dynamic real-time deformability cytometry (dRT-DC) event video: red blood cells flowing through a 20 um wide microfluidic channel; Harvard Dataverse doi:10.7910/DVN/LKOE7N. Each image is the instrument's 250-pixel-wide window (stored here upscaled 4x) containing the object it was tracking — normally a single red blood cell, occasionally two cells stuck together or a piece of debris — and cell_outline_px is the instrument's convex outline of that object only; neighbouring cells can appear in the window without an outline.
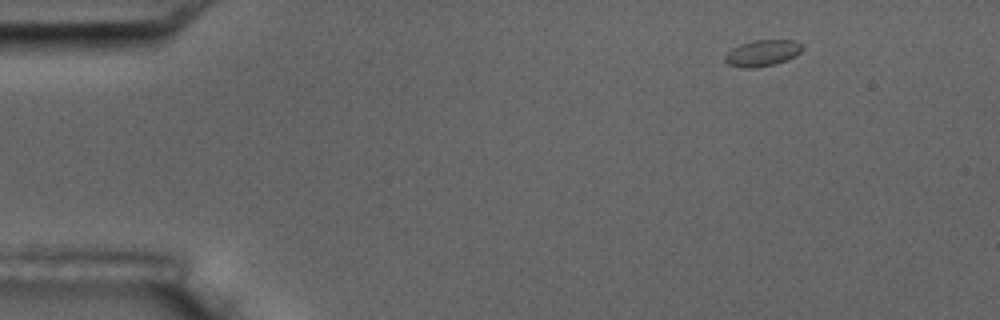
{"species": "common noctule bat (a hibernating species)", "species_latin": "Nyctalus noctula", "temperature_condition": "room temperature", "stored_images_in_passage": 3, "camera_frame_rate_fps": 3000, "um_per_image_px": 0.085, "animal": {"sex": "male", "body_mass_g": 17.5, "forearm_length_mm": 52.3}, "frame": {"image": 1, "passage_image": 1, "time_ms": 0.0, "image_size_px": [1000, 320], "cell_outline_px": [[804, 48], [796, 56], [788, 60], [776, 64], [756, 68], [740, 68], [728, 64], [724, 60], [724, 56], [732, 48], [740, 44], [752, 40], [792, 40], [804, 44]], "centroid_in_image_um": [64.82, 4.52], "position_along_channel_um": 20.2, "area_um2": 12.14}}